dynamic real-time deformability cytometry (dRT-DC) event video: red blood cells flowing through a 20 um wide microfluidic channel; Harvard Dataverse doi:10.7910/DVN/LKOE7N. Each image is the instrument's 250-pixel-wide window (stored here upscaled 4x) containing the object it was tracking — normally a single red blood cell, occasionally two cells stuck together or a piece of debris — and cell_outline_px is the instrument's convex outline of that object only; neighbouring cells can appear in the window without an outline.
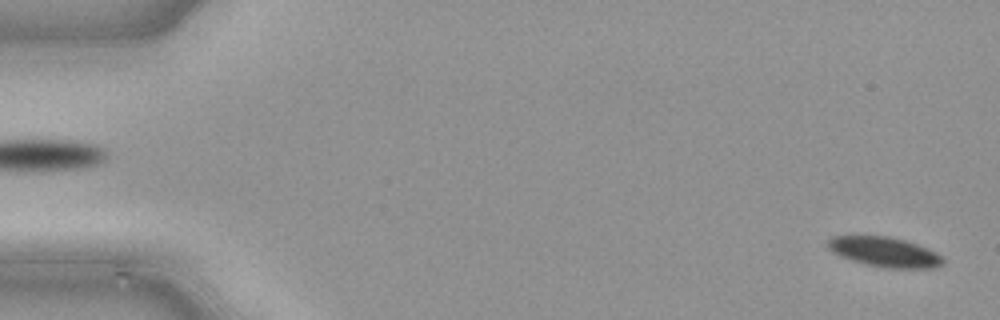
{"species": "common noctule bat (a hibernating species)", "species_latin": "Nyctalus noctula", "temperature_condition": "cold", "stored_images_in_passage": 49, "camera_frame_rate_fps": 3000, "um_per_image_px": 0.085, "animal": {"sex": "male", "body_mass_g": 21.5, "forearm_length_mm": 52.0}, "frame": {"image": 1, "passage_image": 2, "time_ms": 0.333, "image_size_px": [1000, 320], "cell_outline_px": [[944, 264], [932, 268], [884, 268], [864, 264], [840, 256], [832, 252], [828, 248], [828, 240], [832, 236], [888, 236], [904, 240], [928, 248], [944, 256]], "centroid_in_image_um": [75.21, 21.42], "position_along_channel_um": 9.8, "area_um2": 20.11}}
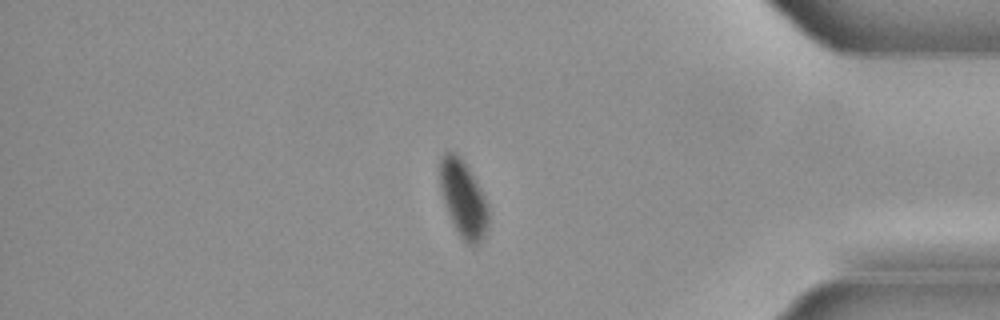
{"frame": {"image": 2, "passage_image": 42, "time_ms": 13.667, "image_size_px": [1000, 320], "cell_outline_px": [[488, 228], [484, 236], [476, 244], [468, 244], [460, 236], [448, 212], [440, 188], [440, 156], [444, 152], [456, 152], [464, 160], [480, 188], [488, 204]], "centroid_in_image_um": [39.38, 16.85], "position_along_channel_um": 395.8, "area_um2": 21.44}}
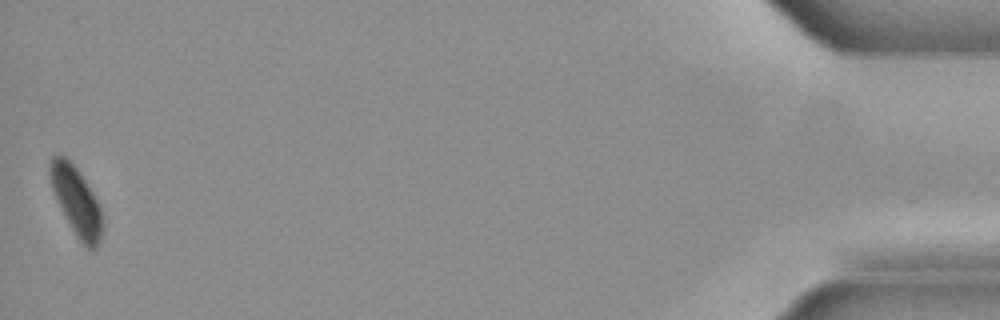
{"frame": {"image": 3, "passage_image": 49, "time_ms": 16.0, "image_size_px": [1000, 320], "cell_outline_px": [[104, 228], [100, 240], [96, 248], [92, 252], [80, 240], [72, 228], [52, 188], [48, 172], [48, 168], [52, 156], [64, 156], [76, 168], [92, 192], [100, 208], [104, 220]], "centroid_in_image_um": [6.52, 17.12], "position_along_channel_um": 428.7, "area_um2": 20.35}}